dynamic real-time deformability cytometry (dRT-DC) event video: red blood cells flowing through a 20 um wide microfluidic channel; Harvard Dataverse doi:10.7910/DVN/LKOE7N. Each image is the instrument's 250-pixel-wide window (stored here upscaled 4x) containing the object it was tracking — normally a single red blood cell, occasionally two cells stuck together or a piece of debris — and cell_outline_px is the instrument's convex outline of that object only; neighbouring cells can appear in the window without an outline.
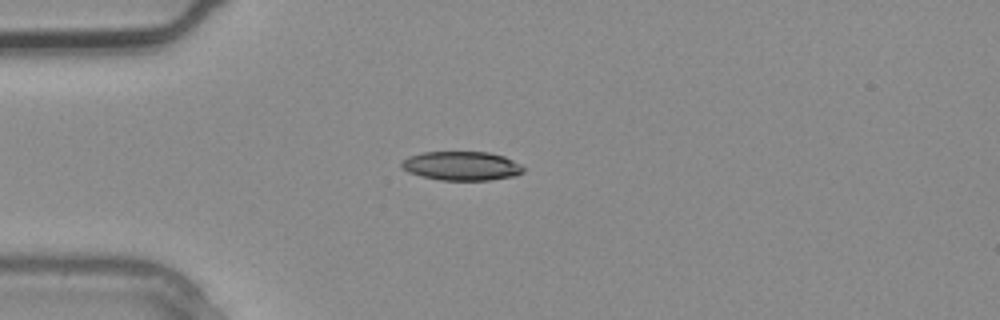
{"species": "common noctule bat (a hibernating species)", "species_latin": "Nyctalus noctula", "temperature_condition": "warm", "stored_images_in_passage": 1, "camera_frame_rate_fps": 3000, "um_per_image_px": 0.085, "animal": {"sex": "male", "body_mass_g": 20.4}, "frame": {"image": 1, "passage_image": 1, "time_ms": 0.0, "image_size_px": [1000, 320], "cell_outline_px": [[528, 168], [524, 172], [516, 176], [488, 180], [440, 180], [420, 176], [408, 172], [400, 164], [400, 160], [408, 156], [420, 152], [488, 152], [504, 156]], "centroid_in_image_um": [39.24, 14.1], "position_along_channel_um": 45.8, "area_um2": 20.87}}